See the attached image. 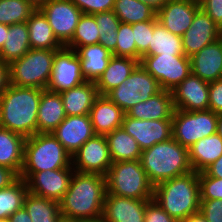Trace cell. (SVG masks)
<instances>
[{
  "label": "cell",
  "mask_w": 222,
  "mask_h": 222,
  "mask_svg": "<svg viewBox=\"0 0 222 222\" xmlns=\"http://www.w3.org/2000/svg\"><path fill=\"white\" fill-rule=\"evenodd\" d=\"M221 37L222 29L200 8L191 26L182 36L185 56L190 58Z\"/></svg>",
  "instance_id": "18"
},
{
  "label": "cell",
  "mask_w": 222,
  "mask_h": 222,
  "mask_svg": "<svg viewBox=\"0 0 222 222\" xmlns=\"http://www.w3.org/2000/svg\"><path fill=\"white\" fill-rule=\"evenodd\" d=\"M92 15L98 25L99 44L112 53L116 49L117 30L121 23L119 18L113 10Z\"/></svg>",
  "instance_id": "37"
},
{
  "label": "cell",
  "mask_w": 222,
  "mask_h": 222,
  "mask_svg": "<svg viewBox=\"0 0 222 222\" xmlns=\"http://www.w3.org/2000/svg\"><path fill=\"white\" fill-rule=\"evenodd\" d=\"M23 206L32 222H56L61 215L59 202L27 192Z\"/></svg>",
  "instance_id": "34"
},
{
  "label": "cell",
  "mask_w": 222,
  "mask_h": 222,
  "mask_svg": "<svg viewBox=\"0 0 222 222\" xmlns=\"http://www.w3.org/2000/svg\"><path fill=\"white\" fill-rule=\"evenodd\" d=\"M144 222H178L153 199L146 204Z\"/></svg>",
  "instance_id": "45"
},
{
  "label": "cell",
  "mask_w": 222,
  "mask_h": 222,
  "mask_svg": "<svg viewBox=\"0 0 222 222\" xmlns=\"http://www.w3.org/2000/svg\"><path fill=\"white\" fill-rule=\"evenodd\" d=\"M51 134L71 157L83 144L96 135L89 114L66 116Z\"/></svg>",
  "instance_id": "19"
},
{
  "label": "cell",
  "mask_w": 222,
  "mask_h": 222,
  "mask_svg": "<svg viewBox=\"0 0 222 222\" xmlns=\"http://www.w3.org/2000/svg\"><path fill=\"white\" fill-rule=\"evenodd\" d=\"M112 162L140 160L142 150L122 127L105 135Z\"/></svg>",
  "instance_id": "31"
},
{
  "label": "cell",
  "mask_w": 222,
  "mask_h": 222,
  "mask_svg": "<svg viewBox=\"0 0 222 222\" xmlns=\"http://www.w3.org/2000/svg\"><path fill=\"white\" fill-rule=\"evenodd\" d=\"M81 62V73L86 81L96 82L108 67L112 53L101 44H91L75 49Z\"/></svg>",
  "instance_id": "25"
},
{
  "label": "cell",
  "mask_w": 222,
  "mask_h": 222,
  "mask_svg": "<svg viewBox=\"0 0 222 222\" xmlns=\"http://www.w3.org/2000/svg\"><path fill=\"white\" fill-rule=\"evenodd\" d=\"M139 64L163 90L171 91L191 74L190 58L185 55H142Z\"/></svg>",
  "instance_id": "10"
},
{
  "label": "cell",
  "mask_w": 222,
  "mask_h": 222,
  "mask_svg": "<svg viewBox=\"0 0 222 222\" xmlns=\"http://www.w3.org/2000/svg\"><path fill=\"white\" fill-rule=\"evenodd\" d=\"M200 8L222 29V0H198Z\"/></svg>",
  "instance_id": "47"
},
{
  "label": "cell",
  "mask_w": 222,
  "mask_h": 222,
  "mask_svg": "<svg viewBox=\"0 0 222 222\" xmlns=\"http://www.w3.org/2000/svg\"><path fill=\"white\" fill-rule=\"evenodd\" d=\"M191 73L210 83L222 79V37L190 57Z\"/></svg>",
  "instance_id": "21"
},
{
  "label": "cell",
  "mask_w": 222,
  "mask_h": 222,
  "mask_svg": "<svg viewBox=\"0 0 222 222\" xmlns=\"http://www.w3.org/2000/svg\"><path fill=\"white\" fill-rule=\"evenodd\" d=\"M9 25L0 23V51L6 40V33H8Z\"/></svg>",
  "instance_id": "54"
},
{
  "label": "cell",
  "mask_w": 222,
  "mask_h": 222,
  "mask_svg": "<svg viewBox=\"0 0 222 222\" xmlns=\"http://www.w3.org/2000/svg\"><path fill=\"white\" fill-rule=\"evenodd\" d=\"M140 161L154 186L193 171L188 148L181 146L173 137L143 150Z\"/></svg>",
  "instance_id": "4"
},
{
  "label": "cell",
  "mask_w": 222,
  "mask_h": 222,
  "mask_svg": "<svg viewBox=\"0 0 222 222\" xmlns=\"http://www.w3.org/2000/svg\"><path fill=\"white\" fill-rule=\"evenodd\" d=\"M19 176L10 168L0 166V189L9 187Z\"/></svg>",
  "instance_id": "48"
},
{
  "label": "cell",
  "mask_w": 222,
  "mask_h": 222,
  "mask_svg": "<svg viewBox=\"0 0 222 222\" xmlns=\"http://www.w3.org/2000/svg\"><path fill=\"white\" fill-rule=\"evenodd\" d=\"M57 50L30 49L9 64L10 85L46 89Z\"/></svg>",
  "instance_id": "7"
},
{
  "label": "cell",
  "mask_w": 222,
  "mask_h": 222,
  "mask_svg": "<svg viewBox=\"0 0 222 222\" xmlns=\"http://www.w3.org/2000/svg\"><path fill=\"white\" fill-rule=\"evenodd\" d=\"M134 40L137 48V60L140 62L142 55L148 50L153 35V21L132 24Z\"/></svg>",
  "instance_id": "41"
},
{
  "label": "cell",
  "mask_w": 222,
  "mask_h": 222,
  "mask_svg": "<svg viewBox=\"0 0 222 222\" xmlns=\"http://www.w3.org/2000/svg\"><path fill=\"white\" fill-rule=\"evenodd\" d=\"M125 112L106 95H99L90 109V119L96 135H107L122 127Z\"/></svg>",
  "instance_id": "22"
},
{
  "label": "cell",
  "mask_w": 222,
  "mask_h": 222,
  "mask_svg": "<svg viewBox=\"0 0 222 222\" xmlns=\"http://www.w3.org/2000/svg\"><path fill=\"white\" fill-rule=\"evenodd\" d=\"M42 92L39 88L9 85L0 95V127L25 138L36 134Z\"/></svg>",
  "instance_id": "2"
},
{
  "label": "cell",
  "mask_w": 222,
  "mask_h": 222,
  "mask_svg": "<svg viewBox=\"0 0 222 222\" xmlns=\"http://www.w3.org/2000/svg\"><path fill=\"white\" fill-rule=\"evenodd\" d=\"M72 168V157L51 133L26 138L21 172Z\"/></svg>",
  "instance_id": "6"
},
{
  "label": "cell",
  "mask_w": 222,
  "mask_h": 222,
  "mask_svg": "<svg viewBox=\"0 0 222 222\" xmlns=\"http://www.w3.org/2000/svg\"><path fill=\"white\" fill-rule=\"evenodd\" d=\"M122 128L133 137L143 151L153 145L172 138V120H139L126 113Z\"/></svg>",
  "instance_id": "15"
},
{
  "label": "cell",
  "mask_w": 222,
  "mask_h": 222,
  "mask_svg": "<svg viewBox=\"0 0 222 222\" xmlns=\"http://www.w3.org/2000/svg\"><path fill=\"white\" fill-rule=\"evenodd\" d=\"M150 200L119 197L106 192L102 217L106 222H144Z\"/></svg>",
  "instance_id": "20"
},
{
  "label": "cell",
  "mask_w": 222,
  "mask_h": 222,
  "mask_svg": "<svg viewBox=\"0 0 222 222\" xmlns=\"http://www.w3.org/2000/svg\"><path fill=\"white\" fill-rule=\"evenodd\" d=\"M201 214L208 222H222V200H200Z\"/></svg>",
  "instance_id": "44"
},
{
  "label": "cell",
  "mask_w": 222,
  "mask_h": 222,
  "mask_svg": "<svg viewBox=\"0 0 222 222\" xmlns=\"http://www.w3.org/2000/svg\"><path fill=\"white\" fill-rule=\"evenodd\" d=\"M98 25L92 14H82L71 41L65 46L75 50L91 44H99Z\"/></svg>",
  "instance_id": "38"
},
{
  "label": "cell",
  "mask_w": 222,
  "mask_h": 222,
  "mask_svg": "<svg viewBox=\"0 0 222 222\" xmlns=\"http://www.w3.org/2000/svg\"><path fill=\"white\" fill-rule=\"evenodd\" d=\"M140 2L149 5L156 12L164 5L168 0H139Z\"/></svg>",
  "instance_id": "52"
},
{
  "label": "cell",
  "mask_w": 222,
  "mask_h": 222,
  "mask_svg": "<svg viewBox=\"0 0 222 222\" xmlns=\"http://www.w3.org/2000/svg\"><path fill=\"white\" fill-rule=\"evenodd\" d=\"M9 222H32L30 215L22 206L20 209H18L13 215H11L8 218Z\"/></svg>",
  "instance_id": "51"
},
{
  "label": "cell",
  "mask_w": 222,
  "mask_h": 222,
  "mask_svg": "<svg viewBox=\"0 0 222 222\" xmlns=\"http://www.w3.org/2000/svg\"><path fill=\"white\" fill-rule=\"evenodd\" d=\"M218 114L211 110L185 111L175 109L172 115V137L190 148L197 141L216 133Z\"/></svg>",
  "instance_id": "8"
},
{
  "label": "cell",
  "mask_w": 222,
  "mask_h": 222,
  "mask_svg": "<svg viewBox=\"0 0 222 222\" xmlns=\"http://www.w3.org/2000/svg\"><path fill=\"white\" fill-rule=\"evenodd\" d=\"M182 222H208L205 217L201 214V212H197L195 214H191Z\"/></svg>",
  "instance_id": "53"
},
{
  "label": "cell",
  "mask_w": 222,
  "mask_h": 222,
  "mask_svg": "<svg viewBox=\"0 0 222 222\" xmlns=\"http://www.w3.org/2000/svg\"><path fill=\"white\" fill-rule=\"evenodd\" d=\"M56 39L66 46L72 39L82 11L71 0H49L39 8Z\"/></svg>",
  "instance_id": "12"
},
{
  "label": "cell",
  "mask_w": 222,
  "mask_h": 222,
  "mask_svg": "<svg viewBox=\"0 0 222 222\" xmlns=\"http://www.w3.org/2000/svg\"><path fill=\"white\" fill-rule=\"evenodd\" d=\"M26 138L0 127V166L12 169L20 175L24 161Z\"/></svg>",
  "instance_id": "28"
},
{
  "label": "cell",
  "mask_w": 222,
  "mask_h": 222,
  "mask_svg": "<svg viewBox=\"0 0 222 222\" xmlns=\"http://www.w3.org/2000/svg\"><path fill=\"white\" fill-rule=\"evenodd\" d=\"M200 200H222V179L207 176L203 171L198 172Z\"/></svg>",
  "instance_id": "42"
},
{
  "label": "cell",
  "mask_w": 222,
  "mask_h": 222,
  "mask_svg": "<svg viewBox=\"0 0 222 222\" xmlns=\"http://www.w3.org/2000/svg\"><path fill=\"white\" fill-rule=\"evenodd\" d=\"M0 222H9L8 219L0 220Z\"/></svg>",
  "instance_id": "59"
},
{
  "label": "cell",
  "mask_w": 222,
  "mask_h": 222,
  "mask_svg": "<svg viewBox=\"0 0 222 222\" xmlns=\"http://www.w3.org/2000/svg\"><path fill=\"white\" fill-rule=\"evenodd\" d=\"M185 55L182 37L162 26L157 19L153 21V35L148 50L143 55Z\"/></svg>",
  "instance_id": "33"
},
{
  "label": "cell",
  "mask_w": 222,
  "mask_h": 222,
  "mask_svg": "<svg viewBox=\"0 0 222 222\" xmlns=\"http://www.w3.org/2000/svg\"><path fill=\"white\" fill-rule=\"evenodd\" d=\"M74 168H61L40 172H21L30 193L60 201L69 188Z\"/></svg>",
  "instance_id": "11"
},
{
  "label": "cell",
  "mask_w": 222,
  "mask_h": 222,
  "mask_svg": "<svg viewBox=\"0 0 222 222\" xmlns=\"http://www.w3.org/2000/svg\"><path fill=\"white\" fill-rule=\"evenodd\" d=\"M65 118L60 93L44 89L38 107L37 133H52Z\"/></svg>",
  "instance_id": "24"
},
{
  "label": "cell",
  "mask_w": 222,
  "mask_h": 222,
  "mask_svg": "<svg viewBox=\"0 0 222 222\" xmlns=\"http://www.w3.org/2000/svg\"><path fill=\"white\" fill-rule=\"evenodd\" d=\"M113 56L128 57L137 60V48L134 40L132 24L120 23L117 30L116 49Z\"/></svg>",
  "instance_id": "40"
},
{
  "label": "cell",
  "mask_w": 222,
  "mask_h": 222,
  "mask_svg": "<svg viewBox=\"0 0 222 222\" xmlns=\"http://www.w3.org/2000/svg\"><path fill=\"white\" fill-rule=\"evenodd\" d=\"M66 116L90 113L95 99L99 96L95 82L84 83L60 93Z\"/></svg>",
  "instance_id": "26"
},
{
  "label": "cell",
  "mask_w": 222,
  "mask_h": 222,
  "mask_svg": "<svg viewBox=\"0 0 222 222\" xmlns=\"http://www.w3.org/2000/svg\"><path fill=\"white\" fill-rule=\"evenodd\" d=\"M203 172L207 176L222 179V156L204 169Z\"/></svg>",
  "instance_id": "50"
},
{
  "label": "cell",
  "mask_w": 222,
  "mask_h": 222,
  "mask_svg": "<svg viewBox=\"0 0 222 222\" xmlns=\"http://www.w3.org/2000/svg\"><path fill=\"white\" fill-rule=\"evenodd\" d=\"M107 193L138 200H152L154 185L140 160L112 162L106 175Z\"/></svg>",
  "instance_id": "5"
},
{
  "label": "cell",
  "mask_w": 222,
  "mask_h": 222,
  "mask_svg": "<svg viewBox=\"0 0 222 222\" xmlns=\"http://www.w3.org/2000/svg\"><path fill=\"white\" fill-rule=\"evenodd\" d=\"M56 222H78V220L60 215Z\"/></svg>",
  "instance_id": "57"
},
{
  "label": "cell",
  "mask_w": 222,
  "mask_h": 222,
  "mask_svg": "<svg viewBox=\"0 0 222 222\" xmlns=\"http://www.w3.org/2000/svg\"><path fill=\"white\" fill-rule=\"evenodd\" d=\"M175 108L171 91L161 90L148 100L131 107L126 114L139 120H172Z\"/></svg>",
  "instance_id": "23"
},
{
  "label": "cell",
  "mask_w": 222,
  "mask_h": 222,
  "mask_svg": "<svg viewBox=\"0 0 222 222\" xmlns=\"http://www.w3.org/2000/svg\"><path fill=\"white\" fill-rule=\"evenodd\" d=\"M85 81L76 51L65 46L57 50L53 60L52 75L46 89L61 93Z\"/></svg>",
  "instance_id": "13"
},
{
  "label": "cell",
  "mask_w": 222,
  "mask_h": 222,
  "mask_svg": "<svg viewBox=\"0 0 222 222\" xmlns=\"http://www.w3.org/2000/svg\"><path fill=\"white\" fill-rule=\"evenodd\" d=\"M216 133H217V134L220 136V138L222 139V113L218 114Z\"/></svg>",
  "instance_id": "55"
},
{
  "label": "cell",
  "mask_w": 222,
  "mask_h": 222,
  "mask_svg": "<svg viewBox=\"0 0 222 222\" xmlns=\"http://www.w3.org/2000/svg\"><path fill=\"white\" fill-rule=\"evenodd\" d=\"M27 1L30 2L34 7L39 9L41 6L46 4L49 0H27Z\"/></svg>",
  "instance_id": "56"
},
{
  "label": "cell",
  "mask_w": 222,
  "mask_h": 222,
  "mask_svg": "<svg viewBox=\"0 0 222 222\" xmlns=\"http://www.w3.org/2000/svg\"><path fill=\"white\" fill-rule=\"evenodd\" d=\"M153 200L178 222H182L191 214L199 212L198 172L191 171L155 185Z\"/></svg>",
  "instance_id": "3"
},
{
  "label": "cell",
  "mask_w": 222,
  "mask_h": 222,
  "mask_svg": "<svg viewBox=\"0 0 222 222\" xmlns=\"http://www.w3.org/2000/svg\"><path fill=\"white\" fill-rule=\"evenodd\" d=\"M199 9L198 0H168L156 12V18L168 31L182 37Z\"/></svg>",
  "instance_id": "16"
},
{
  "label": "cell",
  "mask_w": 222,
  "mask_h": 222,
  "mask_svg": "<svg viewBox=\"0 0 222 222\" xmlns=\"http://www.w3.org/2000/svg\"><path fill=\"white\" fill-rule=\"evenodd\" d=\"M106 192V176L74 171L69 188L59 201L61 215L76 220L101 217Z\"/></svg>",
  "instance_id": "1"
},
{
  "label": "cell",
  "mask_w": 222,
  "mask_h": 222,
  "mask_svg": "<svg viewBox=\"0 0 222 222\" xmlns=\"http://www.w3.org/2000/svg\"><path fill=\"white\" fill-rule=\"evenodd\" d=\"M78 222H106V220L101 216L94 219L78 220Z\"/></svg>",
  "instance_id": "58"
},
{
  "label": "cell",
  "mask_w": 222,
  "mask_h": 222,
  "mask_svg": "<svg viewBox=\"0 0 222 222\" xmlns=\"http://www.w3.org/2000/svg\"><path fill=\"white\" fill-rule=\"evenodd\" d=\"M36 9L27 0H0V23L10 26L27 22Z\"/></svg>",
  "instance_id": "39"
},
{
  "label": "cell",
  "mask_w": 222,
  "mask_h": 222,
  "mask_svg": "<svg viewBox=\"0 0 222 222\" xmlns=\"http://www.w3.org/2000/svg\"><path fill=\"white\" fill-rule=\"evenodd\" d=\"M209 110L222 113V79L209 83Z\"/></svg>",
  "instance_id": "46"
},
{
  "label": "cell",
  "mask_w": 222,
  "mask_h": 222,
  "mask_svg": "<svg viewBox=\"0 0 222 222\" xmlns=\"http://www.w3.org/2000/svg\"><path fill=\"white\" fill-rule=\"evenodd\" d=\"M84 14L111 11L115 0H71Z\"/></svg>",
  "instance_id": "43"
},
{
  "label": "cell",
  "mask_w": 222,
  "mask_h": 222,
  "mask_svg": "<svg viewBox=\"0 0 222 222\" xmlns=\"http://www.w3.org/2000/svg\"><path fill=\"white\" fill-rule=\"evenodd\" d=\"M32 49L59 50L64 47L55 37L47 18L36 9L26 22Z\"/></svg>",
  "instance_id": "30"
},
{
  "label": "cell",
  "mask_w": 222,
  "mask_h": 222,
  "mask_svg": "<svg viewBox=\"0 0 222 222\" xmlns=\"http://www.w3.org/2000/svg\"><path fill=\"white\" fill-rule=\"evenodd\" d=\"M189 163L195 172H201L222 156V139L215 133L193 144L189 149Z\"/></svg>",
  "instance_id": "29"
},
{
  "label": "cell",
  "mask_w": 222,
  "mask_h": 222,
  "mask_svg": "<svg viewBox=\"0 0 222 222\" xmlns=\"http://www.w3.org/2000/svg\"><path fill=\"white\" fill-rule=\"evenodd\" d=\"M27 192L26 181L20 177L9 187L0 189V220L8 219L23 206Z\"/></svg>",
  "instance_id": "36"
},
{
  "label": "cell",
  "mask_w": 222,
  "mask_h": 222,
  "mask_svg": "<svg viewBox=\"0 0 222 222\" xmlns=\"http://www.w3.org/2000/svg\"><path fill=\"white\" fill-rule=\"evenodd\" d=\"M31 49L26 22L9 26L5 43L0 51V59L8 64L21 58Z\"/></svg>",
  "instance_id": "32"
},
{
  "label": "cell",
  "mask_w": 222,
  "mask_h": 222,
  "mask_svg": "<svg viewBox=\"0 0 222 222\" xmlns=\"http://www.w3.org/2000/svg\"><path fill=\"white\" fill-rule=\"evenodd\" d=\"M161 90L158 81L139 64L126 81L106 96L126 113L131 107L148 100Z\"/></svg>",
  "instance_id": "9"
},
{
  "label": "cell",
  "mask_w": 222,
  "mask_h": 222,
  "mask_svg": "<svg viewBox=\"0 0 222 222\" xmlns=\"http://www.w3.org/2000/svg\"><path fill=\"white\" fill-rule=\"evenodd\" d=\"M9 85V64L0 59V95Z\"/></svg>",
  "instance_id": "49"
},
{
  "label": "cell",
  "mask_w": 222,
  "mask_h": 222,
  "mask_svg": "<svg viewBox=\"0 0 222 222\" xmlns=\"http://www.w3.org/2000/svg\"><path fill=\"white\" fill-rule=\"evenodd\" d=\"M138 65L139 61L133 58L112 56L108 67L95 82L98 94L106 95L126 81Z\"/></svg>",
  "instance_id": "27"
},
{
  "label": "cell",
  "mask_w": 222,
  "mask_h": 222,
  "mask_svg": "<svg viewBox=\"0 0 222 222\" xmlns=\"http://www.w3.org/2000/svg\"><path fill=\"white\" fill-rule=\"evenodd\" d=\"M113 12L121 23L133 24L156 20V11L139 0H115Z\"/></svg>",
  "instance_id": "35"
},
{
  "label": "cell",
  "mask_w": 222,
  "mask_h": 222,
  "mask_svg": "<svg viewBox=\"0 0 222 222\" xmlns=\"http://www.w3.org/2000/svg\"><path fill=\"white\" fill-rule=\"evenodd\" d=\"M175 109L209 110V83L192 73L171 90Z\"/></svg>",
  "instance_id": "17"
},
{
  "label": "cell",
  "mask_w": 222,
  "mask_h": 222,
  "mask_svg": "<svg viewBox=\"0 0 222 222\" xmlns=\"http://www.w3.org/2000/svg\"><path fill=\"white\" fill-rule=\"evenodd\" d=\"M112 160L105 135H95L72 156L74 171L106 176Z\"/></svg>",
  "instance_id": "14"
}]
</instances>
